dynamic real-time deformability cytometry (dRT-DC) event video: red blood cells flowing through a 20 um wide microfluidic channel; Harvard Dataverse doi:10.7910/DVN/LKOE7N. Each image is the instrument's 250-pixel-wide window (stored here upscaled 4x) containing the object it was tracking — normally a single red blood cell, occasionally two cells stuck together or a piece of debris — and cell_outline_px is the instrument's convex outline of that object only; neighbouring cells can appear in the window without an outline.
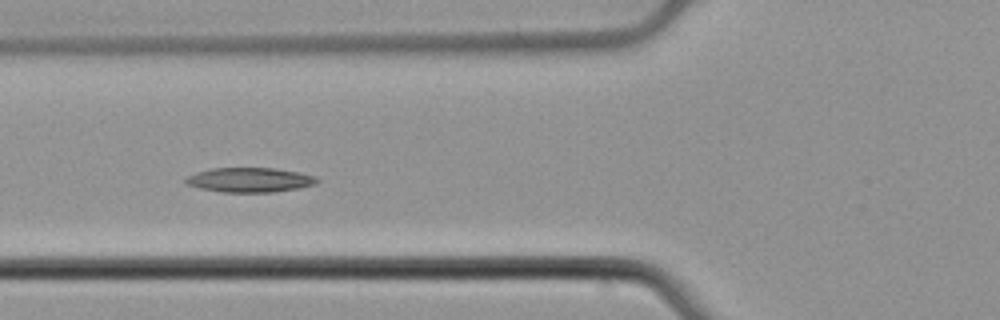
{"species": "common noctule bat (a hibernating species)", "species_latin": "Nyctalus noctula", "temperature_condition": "cold", "stored_images_in_passage": 5, "camera_frame_rate_fps": 3000, "um_per_image_px": 0.085, "animal": {"sex": "male", "body_mass_g": 21.5, "forearm_length_mm": 52.0}, "frame": {"image": 1, "passage_image": 4, "time_ms": 1.0, "image_size_px": [1000, 320], "cell_outline_px": [[320, 180], [316, 184], [300, 188], [272, 192], [220, 192], [200, 188], [184, 184], [184, 180], [188, 176], [196, 172], [212, 168], [276, 168], [316, 176]], "centroid_in_image_um": [21.22, 15.29], "position_along_channel_um": 104.6, "area_um2": 18.9}}
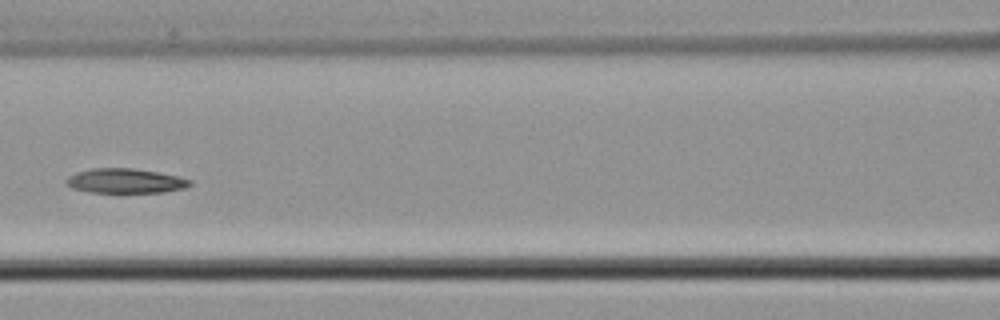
{"frame": {"image": 2, "passage_image": 5, "time_ms": 1.333, "image_size_px": [1000, 320], "cell_outline_px": [[192, 184], [184, 188], [164, 192], [88, 192], [72, 188], [64, 184], [64, 180], [68, 176], [76, 172], [92, 168], [132, 168], [180, 176], [192, 180]], "centroid_in_image_um": [10.62, 15.37], "position_along_channel_um": 156.0, "area_um2": 17.86}}